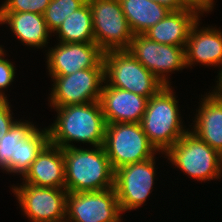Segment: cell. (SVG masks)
Returning a JSON list of instances; mask_svg holds the SVG:
<instances>
[{
    "mask_svg": "<svg viewBox=\"0 0 222 222\" xmlns=\"http://www.w3.org/2000/svg\"><path fill=\"white\" fill-rule=\"evenodd\" d=\"M126 50L165 86L170 85L167 73L187 67L185 48L157 43L144 34L133 35Z\"/></svg>",
    "mask_w": 222,
    "mask_h": 222,
    "instance_id": "obj_10",
    "label": "cell"
},
{
    "mask_svg": "<svg viewBox=\"0 0 222 222\" xmlns=\"http://www.w3.org/2000/svg\"><path fill=\"white\" fill-rule=\"evenodd\" d=\"M119 2L134 35L144 34L171 11L150 0H119Z\"/></svg>",
    "mask_w": 222,
    "mask_h": 222,
    "instance_id": "obj_20",
    "label": "cell"
},
{
    "mask_svg": "<svg viewBox=\"0 0 222 222\" xmlns=\"http://www.w3.org/2000/svg\"><path fill=\"white\" fill-rule=\"evenodd\" d=\"M155 171V157L114 171V190L122 212L139 208L146 202L152 192Z\"/></svg>",
    "mask_w": 222,
    "mask_h": 222,
    "instance_id": "obj_11",
    "label": "cell"
},
{
    "mask_svg": "<svg viewBox=\"0 0 222 222\" xmlns=\"http://www.w3.org/2000/svg\"><path fill=\"white\" fill-rule=\"evenodd\" d=\"M150 1H154L160 5H163L168 9H170L171 11L183 10L189 6L185 0H150Z\"/></svg>",
    "mask_w": 222,
    "mask_h": 222,
    "instance_id": "obj_28",
    "label": "cell"
},
{
    "mask_svg": "<svg viewBox=\"0 0 222 222\" xmlns=\"http://www.w3.org/2000/svg\"><path fill=\"white\" fill-rule=\"evenodd\" d=\"M103 147L112 169L138 163L158 152L149 142L140 123H107Z\"/></svg>",
    "mask_w": 222,
    "mask_h": 222,
    "instance_id": "obj_6",
    "label": "cell"
},
{
    "mask_svg": "<svg viewBox=\"0 0 222 222\" xmlns=\"http://www.w3.org/2000/svg\"><path fill=\"white\" fill-rule=\"evenodd\" d=\"M54 85L50 106L63 107L99 101L104 68H87L69 75H51Z\"/></svg>",
    "mask_w": 222,
    "mask_h": 222,
    "instance_id": "obj_8",
    "label": "cell"
},
{
    "mask_svg": "<svg viewBox=\"0 0 222 222\" xmlns=\"http://www.w3.org/2000/svg\"><path fill=\"white\" fill-rule=\"evenodd\" d=\"M92 12L95 43L104 51L126 50L133 33L119 0H87Z\"/></svg>",
    "mask_w": 222,
    "mask_h": 222,
    "instance_id": "obj_7",
    "label": "cell"
},
{
    "mask_svg": "<svg viewBox=\"0 0 222 222\" xmlns=\"http://www.w3.org/2000/svg\"><path fill=\"white\" fill-rule=\"evenodd\" d=\"M199 13L203 12L191 5L183 10L170 11L164 19L148 29L144 35L160 44L186 48L189 32L199 19Z\"/></svg>",
    "mask_w": 222,
    "mask_h": 222,
    "instance_id": "obj_15",
    "label": "cell"
},
{
    "mask_svg": "<svg viewBox=\"0 0 222 222\" xmlns=\"http://www.w3.org/2000/svg\"><path fill=\"white\" fill-rule=\"evenodd\" d=\"M49 143L47 128H35L25 139L16 144L15 157L9 162V172L23 177L41 150Z\"/></svg>",
    "mask_w": 222,
    "mask_h": 222,
    "instance_id": "obj_22",
    "label": "cell"
},
{
    "mask_svg": "<svg viewBox=\"0 0 222 222\" xmlns=\"http://www.w3.org/2000/svg\"><path fill=\"white\" fill-rule=\"evenodd\" d=\"M178 101L170 85H164L151 96L141 119V127L149 142L163 154L188 130L183 129Z\"/></svg>",
    "mask_w": 222,
    "mask_h": 222,
    "instance_id": "obj_3",
    "label": "cell"
},
{
    "mask_svg": "<svg viewBox=\"0 0 222 222\" xmlns=\"http://www.w3.org/2000/svg\"><path fill=\"white\" fill-rule=\"evenodd\" d=\"M5 50L0 49V99H7L3 89L7 88L13 82L15 77V66L5 59Z\"/></svg>",
    "mask_w": 222,
    "mask_h": 222,
    "instance_id": "obj_26",
    "label": "cell"
},
{
    "mask_svg": "<svg viewBox=\"0 0 222 222\" xmlns=\"http://www.w3.org/2000/svg\"><path fill=\"white\" fill-rule=\"evenodd\" d=\"M10 105L7 99H0V140L16 122L12 119Z\"/></svg>",
    "mask_w": 222,
    "mask_h": 222,
    "instance_id": "obj_27",
    "label": "cell"
},
{
    "mask_svg": "<svg viewBox=\"0 0 222 222\" xmlns=\"http://www.w3.org/2000/svg\"><path fill=\"white\" fill-rule=\"evenodd\" d=\"M0 24H8L17 39L30 47H45L51 35L43 15L39 13L0 12Z\"/></svg>",
    "mask_w": 222,
    "mask_h": 222,
    "instance_id": "obj_19",
    "label": "cell"
},
{
    "mask_svg": "<svg viewBox=\"0 0 222 222\" xmlns=\"http://www.w3.org/2000/svg\"><path fill=\"white\" fill-rule=\"evenodd\" d=\"M63 43H94L92 12L86 1L62 23L55 32Z\"/></svg>",
    "mask_w": 222,
    "mask_h": 222,
    "instance_id": "obj_21",
    "label": "cell"
},
{
    "mask_svg": "<svg viewBox=\"0 0 222 222\" xmlns=\"http://www.w3.org/2000/svg\"><path fill=\"white\" fill-rule=\"evenodd\" d=\"M148 98L131 91L102 86L99 103L107 123H140Z\"/></svg>",
    "mask_w": 222,
    "mask_h": 222,
    "instance_id": "obj_14",
    "label": "cell"
},
{
    "mask_svg": "<svg viewBox=\"0 0 222 222\" xmlns=\"http://www.w3.org/2000/svg\"><path fill=\"white\" fill-rule=\"evenodd\" d=\"M221 71H219V75H218V80L219 81H216V82H218L217 83V87H215L216 89L215 90H213V92H211L212 94H214V95H216V96H218V97H222V67H221V69H220Z\"/></svg>",
    "mask_w": 222,
    "mask_h": 222,
    "instance_id": "obj_30",
    "label": "cell"
},
{
    "mask_svg": "<svg viewBox=\"0 0 222 222\" xmlns=\"http://www.w3.org/2000/svg\"><path fill=\"white\" fill-rule=\"evenodd\" d=\"M49 3L50 0H5L0 6V12H31L43 15Z\"/></svg>",
    "mask_w": 222,
    "mask_h": 222,
    "instance_id": "obj_25",
    "label": "cell"
},
{
    "mask_svg": "<svg viewBox=\"0 0 222 222\" xmlns=\"http://www.w3.org/2000/svg\"><path fill=\"white\" fill-rule=\"evenodd\" d=\"M199 19L193 24L185 48L186 66L196 62L206 66H222V32L215 28L198 29Z\"/></svg>",
    "mask_w": 222,
    "mask_h": 222,
    "instance_id": "obj_17",
    "label": "cell"
},
{
    "mask_svg": "<svg viewBox=\"0 0 222 222\" xmlns=\"http://www.w3.org/2000/svg\"><path fill=\"white\" fill-rule=\"evenodd\" d=\"M201 99L192 132L222 155V97L209 92Z\"/></svg>",
    "mask_w": 222,
    "mask_h": 222,
    "instance_id": "obj_18",
    "label": "cell"
},
{
    "mask_svg": "<svg viewBox=\"0 0 222 222\" xmlns=\"http://www.w3.org/2000/svg\"><path fill=\"white\" fill-rule=\"evenodd\" d=\"M164 154L175 167L198 181L218 180L222 176V155L191 130Z\"/></svg>",
    "mask_w": 222,
    "mask_h": 222,
    "instance_id": "obj_5",
    "label": "cell"
},
{
    "mask_svg": "<svg viewBox=\"0 0 222 222\" xmlns=\"http://www.w3.org/2000/svg\"><path fill=\"white\" fill-rule=\"evenodd\" d=\"M47 53V69L50 75H69L81 69L104 68V51L95 42H59Z\"/></svg>",
    "mask_w": 222,
    "mask_h": 222,
    "instance_id": "obj_13",
    "label": "cell"
},
{
    "mask_svg": "<svg viewBox=\"0 0 222 222\" xmlns=\"http://www.w3.org/2000/svg\"><path fill=\"white\" fill-rule=\"evenodd\" d=\"M57 118L49 128V143L63 148L74 147L71 142L102 146L106 121L99 101L81 105L53 107Z\"/></svg>",
    "mask_w": 222,
    "mask_h": 222,
    "instance_id": "obj_1",
    "label": "cell"
},
{
    "mask_svg": "<svg viewBox=\"0 0 222 222\" xmlns=\"http://www.w3.org/2000/svg\"><path fill=\"white\" fill-rule=\"evenodd\" d=\"M188 5L199 8L203 13L212 11L214 0H185Z\"/></svg>",
    "mask_w": 222,
    "mask_h": 222,
    "instance_id": "obj_29",
    "label": "cell"
},
{
    "mask_svg": "<svg viewBox=\"0 0 222 222\" xmlns=\"http://www.w3.org/2000/svg\"><path fill=\"white\" fill-rule=\"evenodd\" d=\"M121 213L114 187L67 194V222H121Z\"/></svg>",
    "mask_w": 222,
    "mask_h": 222,
    "instance_id": "obj_12",
    "label": "cell"
},
{
    "mask_svg": "<svg viewBox=\"0 0 222 222\" xmlns=\"http://www.w3.org/2000/svg\"><path fill=\"white\" fill-rule=\"evenodd\" d=\"M104 84L131 91L148 99L164 84L127 50L104 52ZM107 80V81H106Z\"/></svg>",
    "mask_w": 222,
    "mask_h": 222,
    "instance_id": "obj_4",
    "label": "cell"
},
{
    "mask_svg": "<svg viewBox=\"0 0 222 222\" xmlns=\"http://www.w3.org/2000/svg\"><path fill=\"white\" fill-rule=\"evenodd\" d=\"M87 0H50L47 9L43 13L47 27L51 33H55L63 21L75 10L79 9Z\"/></svg>",
    "mask_w": 222,
    "mask_h": 222,
    "instance_id": "obj_24",
    "label": "cell"
},
{
    "mask_svg": "<svg viewBox=\"0 0 222 222\" xmlns=\"http://www.w3.org/2000/svg\"><path fill=\"white\" fill-rule=\"evenodd\" d=\"M36 127L31 122L17 121L0 140V168L9 173V162L15 157L16 144L25 139Z\"/></svg>",
    "mask_w": 222,
    "mask_h": 222,
    "instance_id": "obj_23",
    "label": "cell"
},
{
    "mask_svg": "<svg viewBox=\"0 0 222 222\" xmlns=\"http://www.w3.org/2000/svg\"><path fill=\"white\" fill-rule=\"evenodd\" d=\"M12 187L21 209L32 222H65L67 194L66 189L41 187L22 183Z\"/></svg>",
    "mask_w": 222,
    "mask_h": 222,
    "instance_id": "obj_9",
    "label": "cell"
},
{
    "mask_svg": "<svg viewBox=\"0 0 222 222\" xmlns=\"http://www.w3.org/2000/svg\"><path fill=\"white\" fill-rule=\"evenodd\" d=\"M24 183L41 187L65 189V160L63 149L48 143L22 177Z\"/></svg>",
    "mask_w": 222,
    "mask_h": 222,
    "instance_id": "obj_16",
    "label": "cell"
},
{
    "mask_svg": "<svg viewBox=\"0 0 222 222\" xmlns=\"http://www.w3.org/2000/svg\"><path fill=\"white\" fill-rule=\"evenodd\" d=\"M94 148H63L68 192H95L114 187V170L103 145Z\"/></svg>",
    "mask_w": 222,
    "mask_h": 222,
    "instance_id": "obj_2",
    "label": "cell"
}]
</instances>
